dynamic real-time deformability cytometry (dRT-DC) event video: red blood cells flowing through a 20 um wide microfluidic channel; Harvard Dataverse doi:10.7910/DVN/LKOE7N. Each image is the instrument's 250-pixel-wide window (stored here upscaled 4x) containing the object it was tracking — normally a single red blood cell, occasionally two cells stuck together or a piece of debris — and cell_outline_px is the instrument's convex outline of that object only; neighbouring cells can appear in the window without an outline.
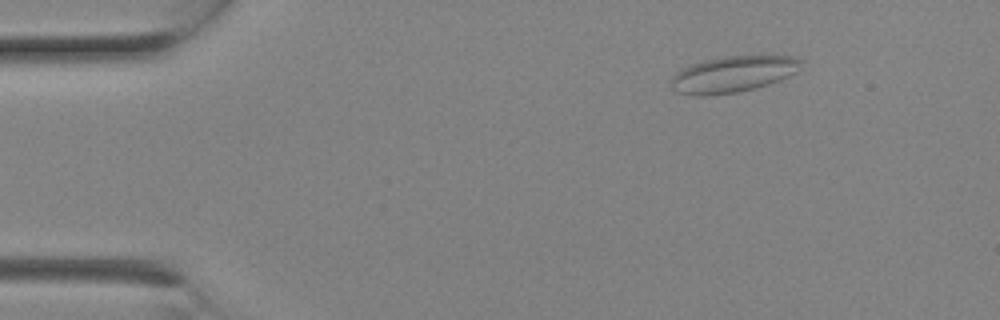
{"species": "Egyptian fruit bat (a non-hibernating species)", "species_latin": "Rousettus aegyptiacus", "temperature_condition": "room temperature", "stored_images_in_passage": 2, "camera_frame_rate_fps": 3000, "um_per_image_px": 0.085, "animal": {"sex": "female"}, "frame": {"image": 1, "passage_image": 1, "time_ms": 0.0, "image_size_px": [1000, 320], "cell_outline_px": [[804, 60], [796, 72], [780, 80], [756, 88], [736, 92], [704, 96], [696, 96], [676, 92], [672, 88], [672, 76], [676, 72], [692, 64], [704, 60], [728, 56], [792, 56]], "centroid_in_image_um": [62.31, 6.31], "position_along_channel_um": 22.7, "area_um2": 27.28}}